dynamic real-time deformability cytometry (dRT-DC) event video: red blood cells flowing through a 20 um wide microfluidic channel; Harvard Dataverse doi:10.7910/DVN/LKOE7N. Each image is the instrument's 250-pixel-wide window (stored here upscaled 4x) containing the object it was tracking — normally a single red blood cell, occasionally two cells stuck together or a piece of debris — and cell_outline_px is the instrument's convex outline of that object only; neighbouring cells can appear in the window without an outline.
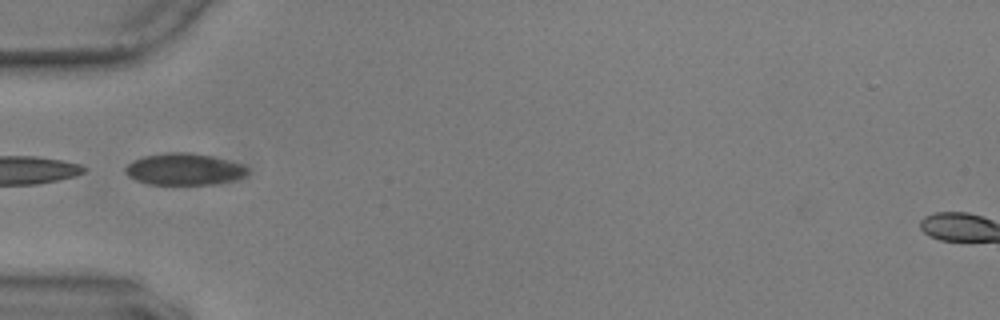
{"species": "common noctule bat (a hibernating species)", "species_latin": "Nyctalus noctula", "temperature_condition": "warm", "stored_images_in_passage": 39, "camera_frame_rate_fps": 3000, "um_per_image_px": 0.085, "animal": {"sex": "male", "body_mass_g": 17.9, "forearm_length_mm": 54.2}, "frame": {"image": 1, "passage_image": 1, "time_ms": 0.0, "image_size_px": [1000, 320], "cell_outline_px": [[248, 176], [240, 180], [220, 184], [148, 184], [136, 180], [128, 176], [124, 172], [124, 168], [132, 160], [144, 156], [168, 152], [192, 152], [232, 160], [248, 164]], "centroid_in_image_um": [15.76, 14.38], "position_along_channel_um": 69.2, "area_um2": 23.35}}
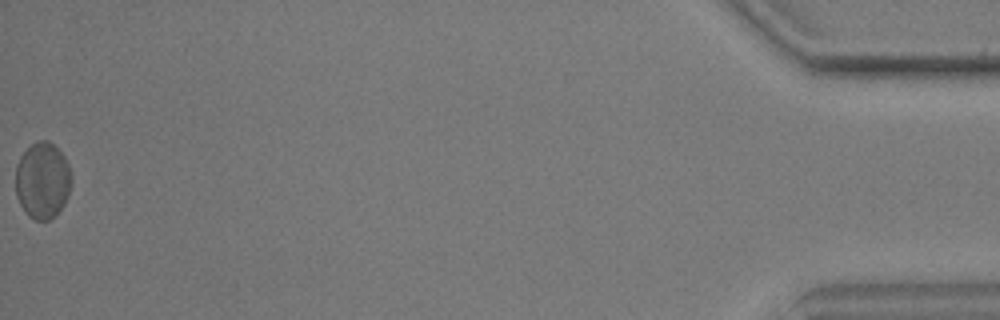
{"frame": {"image": 2, "passage_image": 39, "time_ms": 12.667, "image_size_px": [1000, 320], "cell_outline_px": [[72, 180], [64, 204], [48, 220], [36, 220], [28, 216], [24, 212], [16, 196], [16, 164], [20, 156], [36, 140], [48, 140], [64, 156], [68, 164], [72, 176]], "centroid_in_image_um": [3.59, 15.33], "position_along_channel_um": 431.6, "area_um2": 24.74}}